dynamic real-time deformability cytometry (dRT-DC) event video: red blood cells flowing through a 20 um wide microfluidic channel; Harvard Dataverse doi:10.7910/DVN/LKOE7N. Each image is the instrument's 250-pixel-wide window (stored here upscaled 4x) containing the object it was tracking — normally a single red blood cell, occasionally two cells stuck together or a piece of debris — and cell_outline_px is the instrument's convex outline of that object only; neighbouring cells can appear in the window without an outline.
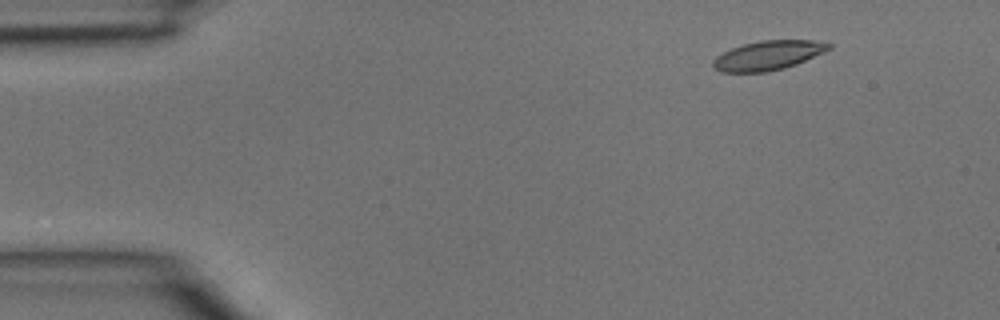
{"species": "common noctule bat (a hibernating species)", "species_latin": "Nyctalus noctula", "temperature_condition": "room temperature", "stored_images_in_passage": 4, "camera_frame_rate_fps": 3000, "um_per_image_px": 0.085, "animal": {"sex": "male", "body_mass_g": 15.6}, "frame": {"image": 1, "passage_image": 2, "time_ms": 0.333, "image_size_px": [1000, 320], "cell_outline_px": [[832, 48], [824, 52], [796, 64], [784, 68], [764, 72], [720, 72], [712, 68], [712, 60], [716, 56], [732, 48], [744, 44], [760, 40], [812, 40], [832, 44]], "centroid_in_image_um": [65.26, 4.71], "position_along_channel_um": 19.7, "area_um2": 19.77}}
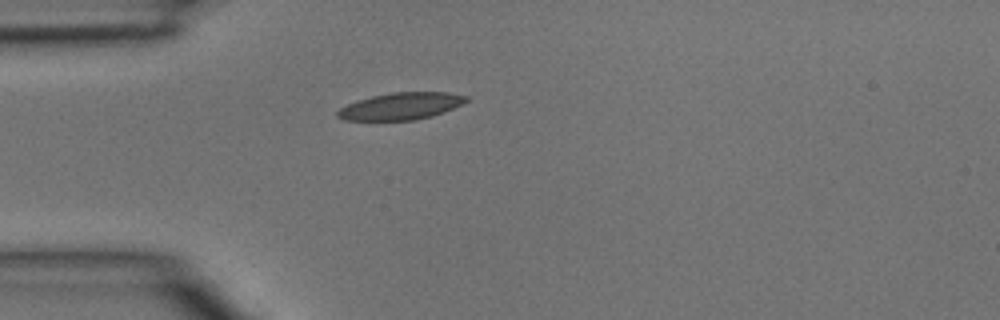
{"frame": {"image": 2, "passage_image": 4, "time_ms": 1.0, "image_size_px": [1000, 320], "cell_outline_px": [[468, 100], [444, 112], [432, 116], [416, 120], [344, 120], [336, 116], [336, 112], [340, 108], [356, 100], [372, 96], [392, 92], [448, 92], [468, 96]], "centroid_in_image_um": [34.06, 9.02], "position_along_channel_um": 50.9, "area_um2": 20.23}}